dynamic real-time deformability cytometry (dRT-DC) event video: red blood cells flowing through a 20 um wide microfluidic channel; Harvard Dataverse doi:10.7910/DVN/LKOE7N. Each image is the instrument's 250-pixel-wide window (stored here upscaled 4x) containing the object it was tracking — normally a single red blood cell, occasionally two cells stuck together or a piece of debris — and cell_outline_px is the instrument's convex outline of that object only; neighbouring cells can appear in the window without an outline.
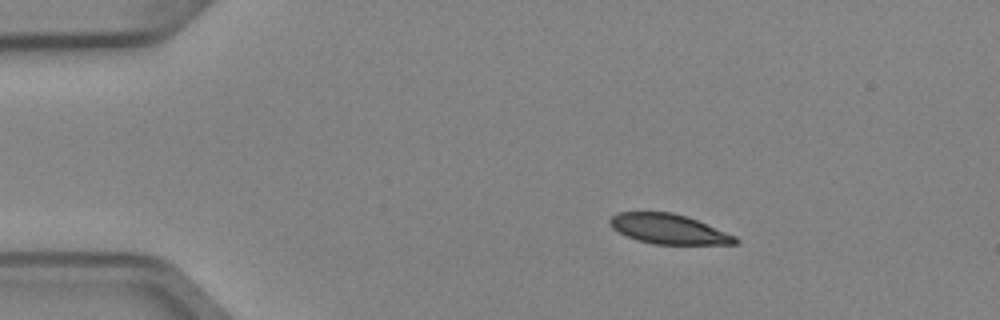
{"species": "Egyptian fruit bat (a non-hibernating species)", "species_latin": "Rousettus aegyptiacus", "temperature_condition": "cold", "stored_images_in_passage": 3, "camera_frame_rate_fps": 3000, "um_per_image_px": 0.085, "animal": {"sex": "female"}, "frame": {"image": 1, "passage_image": 1, "time_ms": 0.0, "image_size_px": [1000, 320], "cell_outline_px": [[740, 240], [736, 244], [652, 244], [636, 240], [612, 228], [608, 224], [608, 220], [616, 212], [672, 212], [688, 216], [736, 236]], "centroid_in_image_um": [56.83, 19.46], "position_along_channel_um": 28.2, "area_um2": 21.91}}
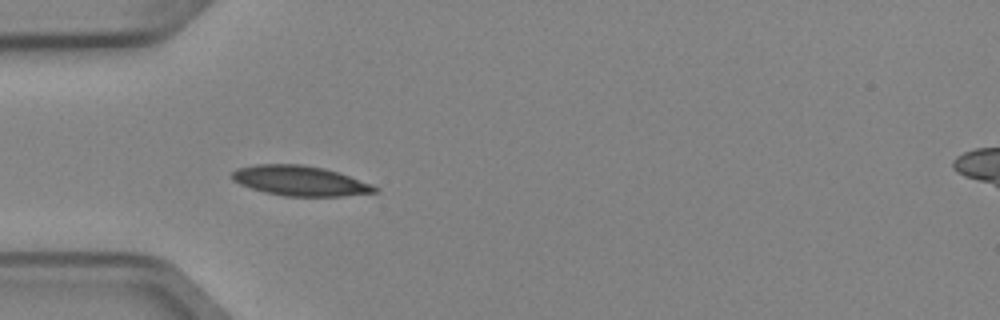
{"frame": {"image": 2, "passage_image": 3, "time_ms": 0.667, "image_size_px": [1000, 320], "cell_outline_px": [[380, 188], [376, 192], [340, 196], [284, 196], [264, 192], [240, 184], [232, 180], [232, 172], [236, 168], [256, 164], [304, 164], [324, 168], [340, 172], [372, 184]], "centroid_in_image_um": [25.51, 15.35], "position_along_channel_um": 59.5, "area_um2": 25.09}}